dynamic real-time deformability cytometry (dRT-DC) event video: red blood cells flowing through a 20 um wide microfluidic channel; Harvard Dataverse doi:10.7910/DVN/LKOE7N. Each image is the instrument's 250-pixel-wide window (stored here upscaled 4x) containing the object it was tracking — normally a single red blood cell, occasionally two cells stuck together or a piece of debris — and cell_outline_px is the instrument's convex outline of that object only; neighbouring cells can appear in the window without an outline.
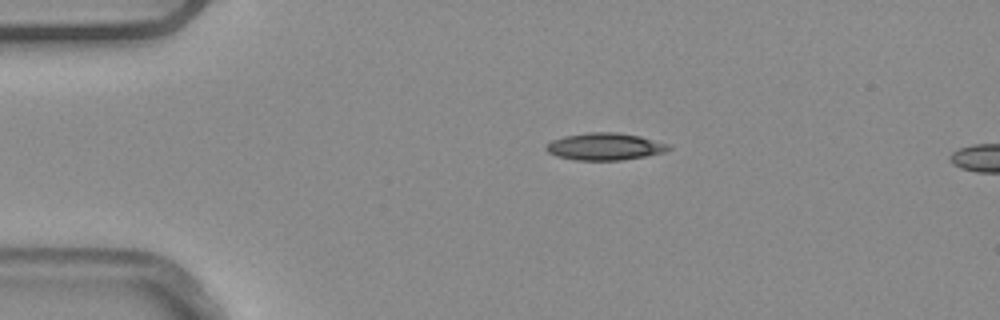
{"species": "common noctule bat (a hibernating species)", "species_latin": "Nyctalus noctula", "temperature_condition": "warm", "stored_images_in_passage": 2, "camera_frame_rate_fps": 3000, "um_per_image_px": 0.085, "animal": {"sex": "male", "body_mass_g": 20.4}, "frame": {"image": 1, "passage_image": 1, "time_ms": 0.0, "image_size_px": [1000, 320], "cell_outline_px": [[672, 148], [664, 152], [644, 156], [620, 160], [576, 160], [556, 156], [548, 152], [544, 148], [544, 144], [552, 140], [564, 136], [588, 132], [616, 132], [640, 136], [672, 144]], "centroid_in_image_um": [51.41, 12.45], "position_along_channel_um": 33.6, "area_um2": 19.54}}